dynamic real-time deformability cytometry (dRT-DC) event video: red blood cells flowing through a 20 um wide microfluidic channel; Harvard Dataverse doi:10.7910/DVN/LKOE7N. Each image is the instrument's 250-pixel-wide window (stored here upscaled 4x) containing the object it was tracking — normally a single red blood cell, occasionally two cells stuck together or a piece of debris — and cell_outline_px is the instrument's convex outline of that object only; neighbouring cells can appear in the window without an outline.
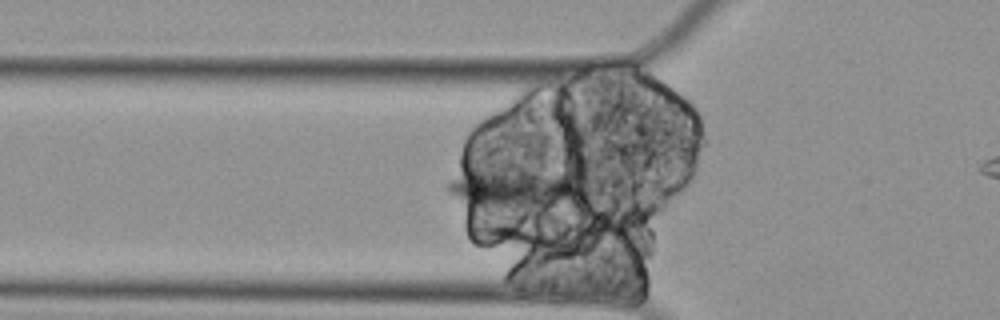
{"species": "Egyptian fruit bat (a non-hibernating species)", "species_latin": "Rousettus aegyptiacus", "temperature_condition": "cold", "stored_images_in_passage": 37, "segment_of_instrument_passage": [1, 2], "camera_frame_rate_fps": 3000, "um_per_image_px": 0.085, "animal": {"sex": "female"}, "frame": {"image": 1, "passage_image": 8, "time_ms": 2.333, "image_size_px": [1000, 320], "cell_outline_px": [[588, 192], [584, 196], [556, 204], [532, 208], [476, 204], [452, 196], [444, 188], [444, 184], [448, 180], [468, 172], [480, 168], [504, 164], [560, 172], [580, 184]], "centroid_in_image_um": [43.72, 15.89], "position_along_channel_um": 82.1, "area_um2": 32.14}}